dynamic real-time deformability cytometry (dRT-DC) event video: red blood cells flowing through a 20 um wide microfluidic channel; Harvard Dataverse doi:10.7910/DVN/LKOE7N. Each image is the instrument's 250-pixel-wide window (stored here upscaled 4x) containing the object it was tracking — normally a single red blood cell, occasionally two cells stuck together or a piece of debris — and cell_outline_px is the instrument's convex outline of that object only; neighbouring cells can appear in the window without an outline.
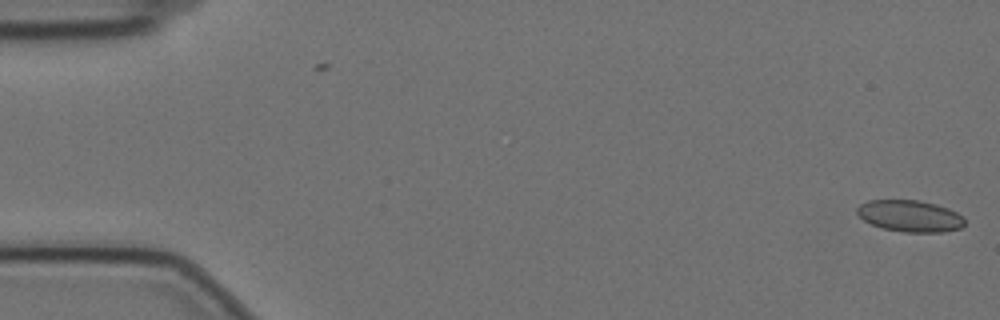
{"species": "Egyptian fruit bat (a non-hibernating species)", "species_latin": "Rousettus aegyptiacus", "temperature_condition": "cold", "stored_images_in_passage": 58, "camera_frame_rate_fps": 3000, "um_per_image_px": 0.085, "animal": {"sex": "female"}, "frame": {"image": 1, "passage_image": 1, "time_ms": 0.0, "image_size_px": [1000, 320], "cell_outline_px": [[964, 224], [960, 228], [944, 232], [904, 232], [884, 228], [872, 224], [864, 220], [856, 212], [856, 208], [860, 204], [868, 200], [920, 200], [936, 204], [948, 208], [964, 216]], "centroid_in_image_um": [77.36, 18.35], "position_along_channel_um": 7.6, "area_um2": 19.83}}
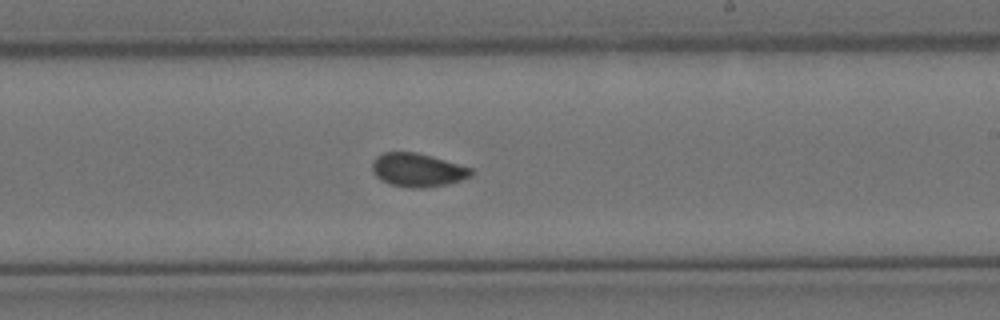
{"frame": {"image": 2, "passage_image": 34, "time_ms": 11.0, "image_size_px": [1000, 320], "cell_outline_px": [[476, 172], [472, 176], [448, 184], [424, 188], [408, 188], [388, 184], [380, 180], [372, 172], [372, 160], [376, 156], [384, 152], [416, 152], [432, 156], [472, 168]], "centroid_in_image_um": [35.49, 14.46], "position_along_channel_um": 253.5, "area_um2": 19.65}}
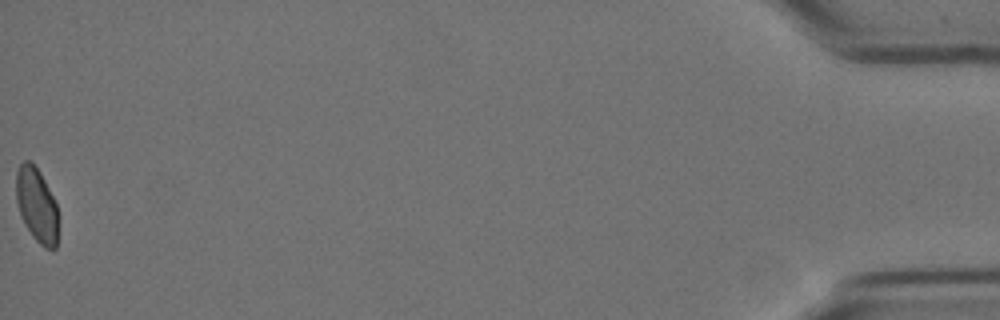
{"frame": {"image": 3, "passage_image": 58, "time_ms": 19.0, "image_size_px": [1000, 320], "cell_outline_px": [[56, 248], [44, 248], [32, 236], [24, 224], [20, 216], [16, 200], [16, 172], [20, 164], [24, 160], [28, 160], [40, 172], [56, 204]], "centroid_in_image_um": [3.07, 17.42], "position_along_channel_um": 432.1, "area_um2": 17.86}, "authors_computed_cell_mechanics": {"area_um2": 19.5364, "velocity_mm_per_s": 3.4899, "shape_relaxation_time_tau1_ms": null, "shape_relaxation_time_tau2_ms": 1.0387, "deformation_change_tau1": null, "deformation_change_tau2": 0.0417}}